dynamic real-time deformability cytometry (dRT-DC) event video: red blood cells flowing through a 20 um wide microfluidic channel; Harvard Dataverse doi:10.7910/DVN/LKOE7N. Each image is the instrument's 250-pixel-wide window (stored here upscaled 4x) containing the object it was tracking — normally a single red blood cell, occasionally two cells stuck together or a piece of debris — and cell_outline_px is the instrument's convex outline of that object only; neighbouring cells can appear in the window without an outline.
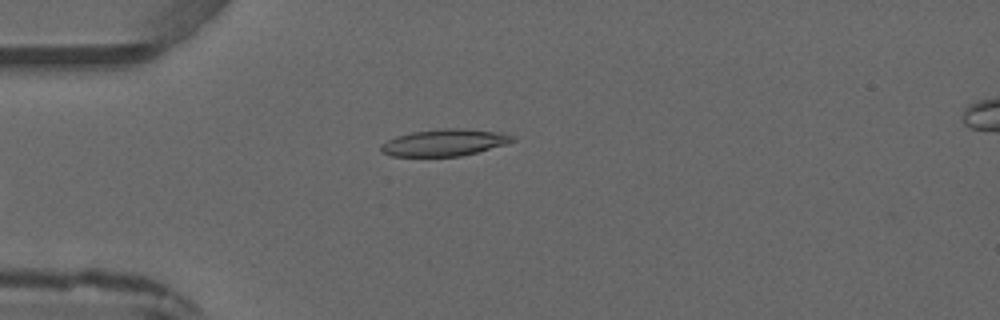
{"species": "common noctule bat (a hibernating species)", "species_latin": "Nyctalus noctula", "temperature_condition": "warm", "stored_images_in_passage": 4, "camera_frame_rate_fps": 3000, "um_per_image_px": 0.085, "animal": {"sex": "male", "forearm_length_mm": 52.5}, "frame": {"image": 1, "passage_image": 4, "time_ms": 3.333, "image_size_px": [1000, 320], "cell_outline_px": [[516, 140], [504, 144], [476, 152], [460, 156], [392, 156], [380, 152], [380, 144], [396, 136], [412, 132], [444, 128], [460, 128], [500, 132], [516, 136]], "centroid_in_image_um": [37.75, 12.11], "position_along_channel_um": 47.2, "area_um2": 20.46}}